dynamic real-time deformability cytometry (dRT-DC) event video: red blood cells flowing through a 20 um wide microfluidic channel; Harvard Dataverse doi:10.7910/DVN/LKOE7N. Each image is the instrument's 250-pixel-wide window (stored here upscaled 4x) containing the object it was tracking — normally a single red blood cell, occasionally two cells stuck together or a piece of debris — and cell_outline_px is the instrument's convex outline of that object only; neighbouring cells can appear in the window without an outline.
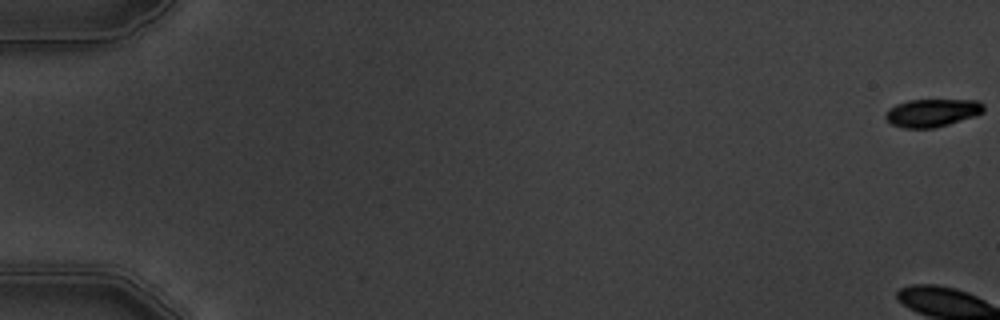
{"species": "common noctule bat (a hibernating species)", "species_latin": "Nyctalus noctula", "temperature_condition": "warm", "stored_images_in_passage": 7, "camera_frame_rate_fps": 3000, "um_per_image_px": 0.085, "animal": {"sex": "male", "body_mass_g": 19.5, "forearm_length_mm": 54.6}, "frame": {"image": 1, "passage_image": 1, "time_ms": 0.0, "image_size_px": [1000, 320], "cell_outline_px": [[984, 112], [976, 116], [948, 124], [932, 128], [904, 128], [892, 124], [884, 116], [888, 108], [896, 104], [908, 100], [980, 100], [984, 104]], "centroid_in_image_um": [79.25, 9.58], "position_along_channel_um": 5.7, "area_um2": 16.01}}
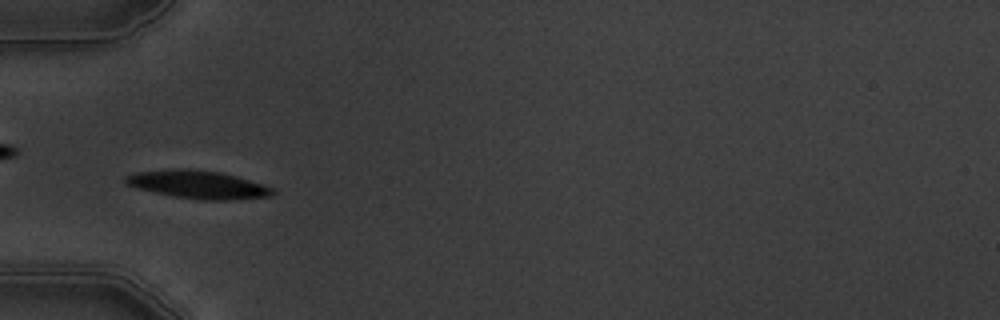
{"frame": {"image": 2, "passage_image": 7, "time_ms": 7.0, "image_size_px": [1000, 320], "cell_outline_px": [[276, 192], [272, 196], [228, 200], [200, 200], [172, 196], [136, 188], [124, 184], [124, 176], [136, 172], [176, 168], [188, 168], [220, 172], [236, 176], [276, 188]], "centroid_in_image_um": [16.82, 15.69], "position_along_channel_um": 68.2, "area_um2": 24.33}}